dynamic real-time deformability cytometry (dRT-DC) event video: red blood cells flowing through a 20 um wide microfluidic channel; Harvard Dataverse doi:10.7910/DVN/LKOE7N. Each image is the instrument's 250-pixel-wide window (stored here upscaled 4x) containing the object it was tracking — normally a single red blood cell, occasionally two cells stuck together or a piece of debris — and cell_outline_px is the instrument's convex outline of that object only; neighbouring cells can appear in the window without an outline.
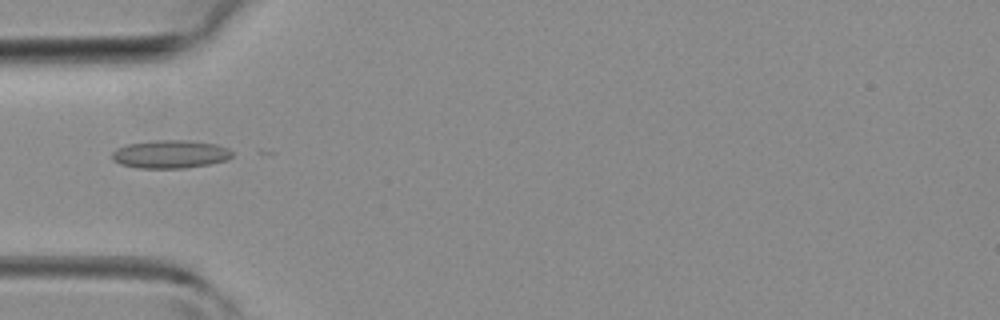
{"species": "common noctule bat (a hibernating species)", "species_latin": "Nyctalus noctula", "temperature_condition": "room temperature", "stored_images_in_passage": 19, "camera_frame_rate_fps": 3000, "um_per_image_px": 0.085, "animal": {"sex": "female", "body_mass_g": 19.3, "forearm_length_mm": 54.1}, "frame": {"image": 1, "passage_image": 6, "time_ms": 1.667, "image_size_px": [1000, 320], "cell_outline_px": [[232, 156], [228, 160], [208, 164], [184, 168], [136, 168], [120, 164], [112, 160], [112, 152], [116, 148], [128, 144], [156, 140], [188, 140], [216, 144], [228, 148], [232, 152]], "centroid_in_image_um": [14.46, 13.11], "position_along_channel_um": 70.5, "area_um2": 19.77}}
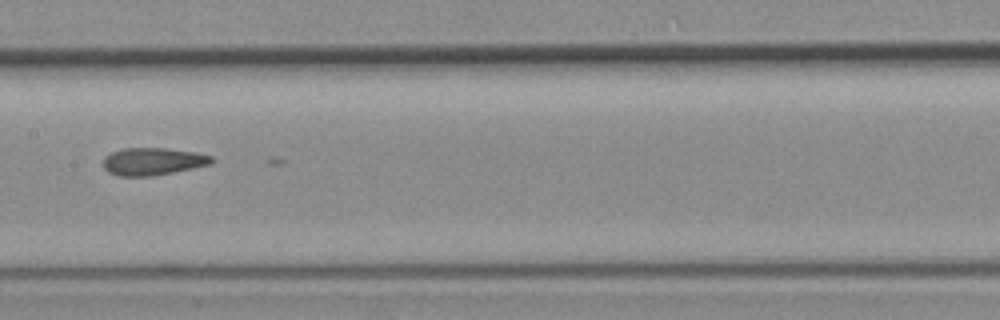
{"frame": {"image": 2, "passage_image": 14, "time_ms": 4.333, "image_size_px": [1000, 320], "cell_outline_px": [[212, 164], [152, 176], [120, 176], [108, 172], [104, 168], [104, 156], [112, 152], [124, 148], [164, 148], [192, 152], [212, 156]], "centroid_in_image_um": [12.95, 13.72], "position_along_channel_um": 194.4, "area_um2": 17.11}}
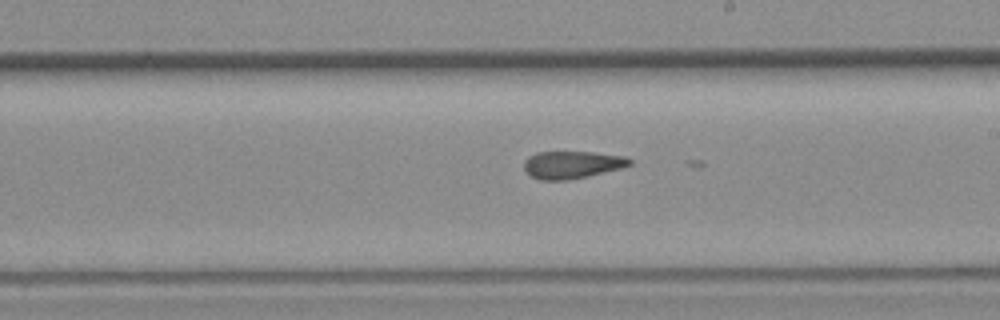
{"frame": {"image": 3, "passage_image": 17, "time_ms": 5.333, "image_size_px": [1000, 320], "cell_outline_px": [[632, 164], [624, 168], [588, 176], [568, 180], [540, 180], [532, 176], [524, 168], [524, 160], [540, 152], [592, 152], [624, 156], [632, 160]], "centroid_in_image_um": [48.68, 14.01], "position_along_channel_um": 240.3, "area_um2": 16.82}}